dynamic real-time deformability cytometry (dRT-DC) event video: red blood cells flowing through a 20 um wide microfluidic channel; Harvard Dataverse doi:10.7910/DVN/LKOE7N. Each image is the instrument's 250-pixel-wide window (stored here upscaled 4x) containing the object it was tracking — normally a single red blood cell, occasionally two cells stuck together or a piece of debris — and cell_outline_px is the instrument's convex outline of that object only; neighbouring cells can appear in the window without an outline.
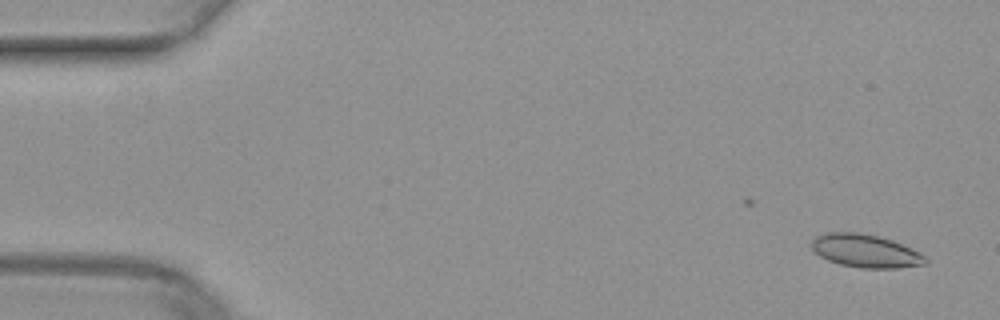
{"species": "common noctule bat (a hibernating species)", "species_latin": "Nyctalus noctula", "temperature_condition": "warm", "stored_images_in_passage": 40, "camera_frame_rate_fps": 3000, "um_per_image_px": 0.085, "animal": {"sex": "female", "body_mass_g": 29.2, "forearm_length_mm": 56.3}, "frame": {"image": 1, "passage_image": 2, "time_ms": 0.333, "image_size_px": [1000, 320], "cell_outline_px": [[928, 264], [896, 268], [860, 268], [840, 264], [828, 260], [820, 256], [812, 248], [812, 240], [816, 236], [828, 232], [860, 232], [892, 240], [912, 248], [920, 252], [928, 260]], "centroid_in_image_um": [73.59, 21.33], "position_along_channel_um": 11.4, "area_um2": 21.96}}
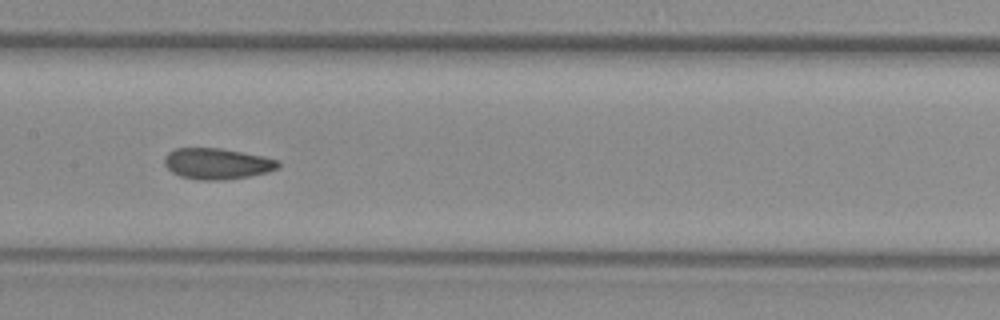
{"frame": {"image": 2, "passage_image": 25, "time_ms": 8.0, "image_size_px": [1000, 320], "cell_outline_px": [[280, 168], [268, 172], [248, 176], [220, 180], [200, 180], [180, 176], [172, 172], [164, 164], [164, 156], [168, 152], [176, 148], [220, 148], [264, 156], [280, 160]], "centroid_in_image_um": [18.47, 13.9], "position_along_channel_um": 188.9, "area_um2": 20.63}}
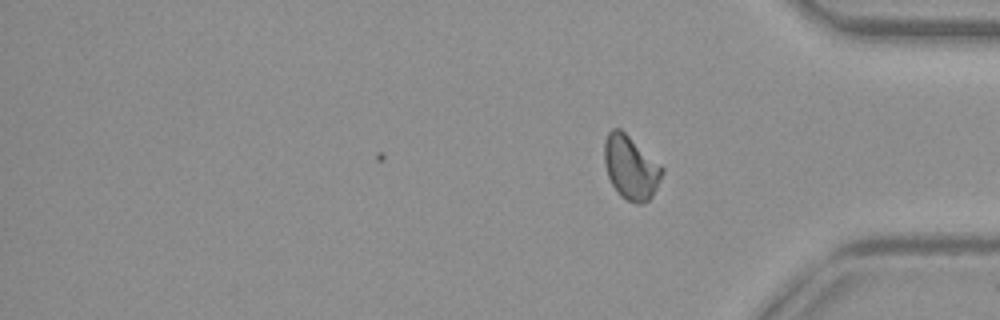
{"frame": {"image": 3, "passage_image": 40, "time_ms": 13.0, "image_size_px": [1000, 320], "cell_outline_px": [[664, 172], [652, 196], [644, 204], [636, 204], [620, 196], [616, 192], [608, 176], [604, 164], [604, 140], [608, 132], [612, 128], [620, 128], [660, 164], [664, 168]], "centroid_in_image_um": [53.6, 14.24], "position_along_channel_um": 381.6, "area_um2": 21.5}}